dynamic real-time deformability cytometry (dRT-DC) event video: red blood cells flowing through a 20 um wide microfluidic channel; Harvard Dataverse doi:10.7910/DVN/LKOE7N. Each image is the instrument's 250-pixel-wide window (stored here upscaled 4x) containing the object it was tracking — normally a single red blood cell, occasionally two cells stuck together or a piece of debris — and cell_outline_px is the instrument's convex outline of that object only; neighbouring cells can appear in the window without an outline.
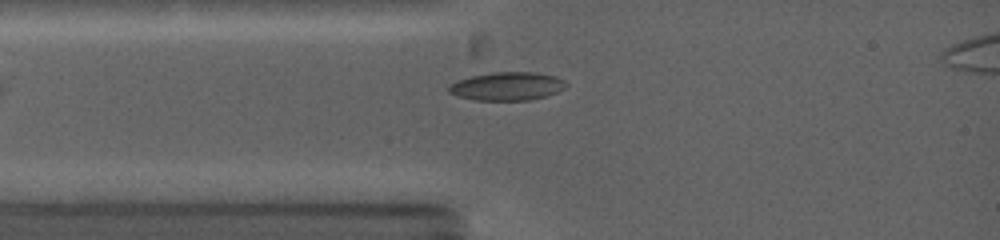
{"species": "common noctule bat (a hibernating species)", "species_latin": "Nyctalus noctula", "temperature_condition": "warm", "stored_images_in_passage": 30, "camera_frame_rate_fps": 5000, "um_per_image_px": 0.085, "animal": {"sex": "female", "body_mass_g": 19.0, "forearm_length_mm": 53.3}, "frame": {"image": 1, "passage_image": 1, "time_ms": 0.0, "image_size_px": [1000, 240], "cell_outline_px": [[568, 84], [564, 88], [556, 92], [544, 96], [528, 100], [476, 100], [460, 96], [448, 92], [448, 84], [456, 80], [472, 76], [492, 72], [536, 72], [556, 76], [564, 80]], "centroid_in_image_um": [43.09, 7.32], "position_along_channel_um": 41.9, "area_um2": 19.31}}
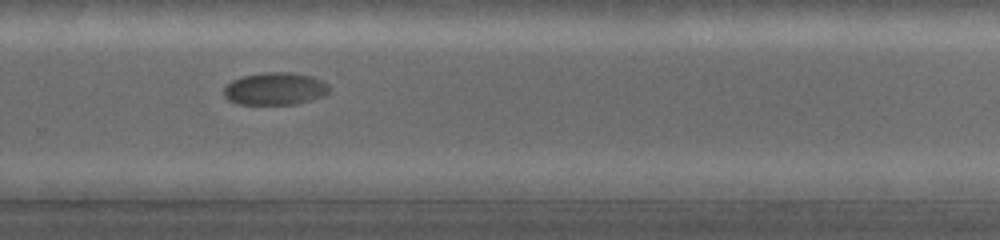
{"frame": {"image": 2, "passage_image": 18, "time_ms": 6.6, "image_size_px": [1000, 240], "cell_outline_px": [[332, 92], [324, 96], [296, 104], [240, 104], [228, 100], [224, 96], [224, 88], [232, 80], [244, 76], [268, 72], [292, 72], [312, 76], [328, 84]], "centroid_in_image_um": [23.42, 7.55], "position_along_channel_um": 306.4, "area_um2": 20.0}, "authors_computed_cell_mechanics": {"area_um2": 20.1144, "velocity_mm_per_s": 4.021, "shape_relaxation_time_tau1_ms": 8.7686, "shape_relaxation_time_tau2_ms": null, "deformation_change_tau1": 0.1305, "deformation_change_tau2": null}}